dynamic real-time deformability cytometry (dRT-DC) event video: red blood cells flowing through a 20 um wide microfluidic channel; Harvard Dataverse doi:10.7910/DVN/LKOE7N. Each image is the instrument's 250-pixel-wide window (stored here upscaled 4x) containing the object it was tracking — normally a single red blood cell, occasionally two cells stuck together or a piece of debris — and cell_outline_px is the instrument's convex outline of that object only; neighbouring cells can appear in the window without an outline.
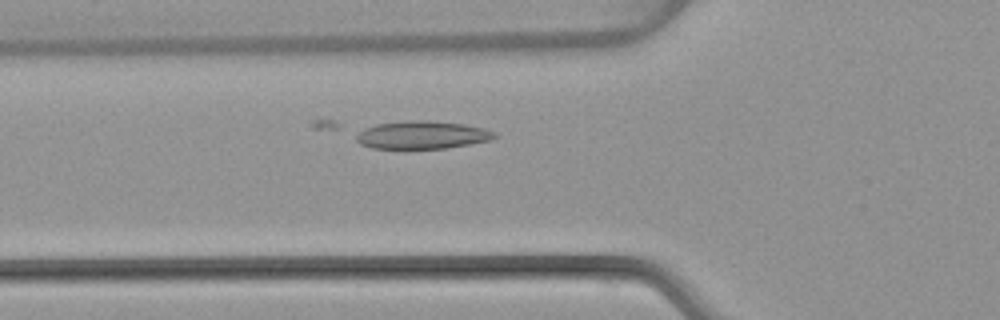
{"species": "common noctule bat (a hibernating species)", "species_latin": "Nyctalus noctula", "temperature_condition": "warm", "stored_images_in_passage": 35, "camera_frame_rate_fps": 3000, "um_per_image_px": 0.085, "animal": {"sex": "female", "body_mass_g": 22.7, "forearm_length_mm": 54.2}, "frame": {"image": 1, "passage_image": 7, "time_ms": 2.0, "image_size_px": [1000, 320], "cell_outline_px": [[500, 136], [492, 140], [444, 148], [372, 148], [312, 128], [312, 120], [328, 116], [428, 120], [464, 124], [484, 128], [496, 132]], "centroid_in_image_um": [34.22, 11.25], "position_along_channel_um": 91.6, "area_um2": 30.75}}
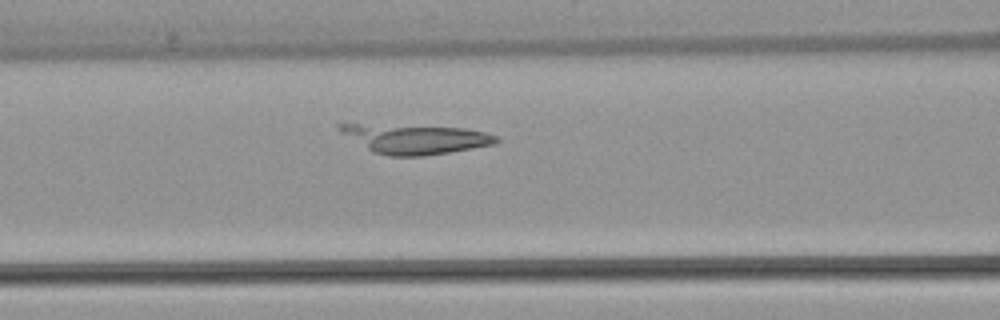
{"frame": {"image": 2, "passage_image": 10, "time_ms": 3.0, "image_size_px": [1000, 320], "cell_outline_px": [[500, 140], [496, 144], [424, 156], [392, 156], [372, 152], [340, 132], [336, 128], [336, 124], [356, 124], [464, 128], [484, 132], [496, 136]], "centroid_in_image_um": [35.28, 11.82], "position_along_channel_um": 131.3, "area_um2": 26.41}}
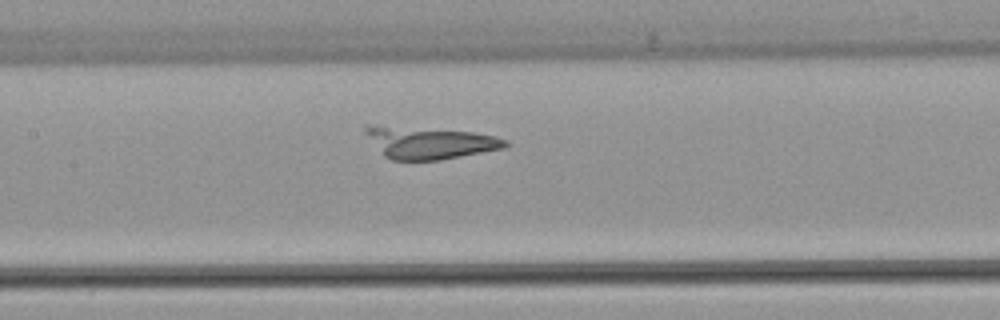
{"frame": {"image": 3, "passage_image": 13, "time_ms": 4.0, "image_size_px": [1000, 320], "cell_outline_px": [[508, 144], [504, 148], [440, 160], [392, 160], [384, 156], [364, 132], [364, 124], [368, 124], [472, 132], [496, 136], [508, 140]], "centroid_in_image_um": [36.5, 12.13], "position_along_channel_um": 170.9, "area_um2": 25.89}}